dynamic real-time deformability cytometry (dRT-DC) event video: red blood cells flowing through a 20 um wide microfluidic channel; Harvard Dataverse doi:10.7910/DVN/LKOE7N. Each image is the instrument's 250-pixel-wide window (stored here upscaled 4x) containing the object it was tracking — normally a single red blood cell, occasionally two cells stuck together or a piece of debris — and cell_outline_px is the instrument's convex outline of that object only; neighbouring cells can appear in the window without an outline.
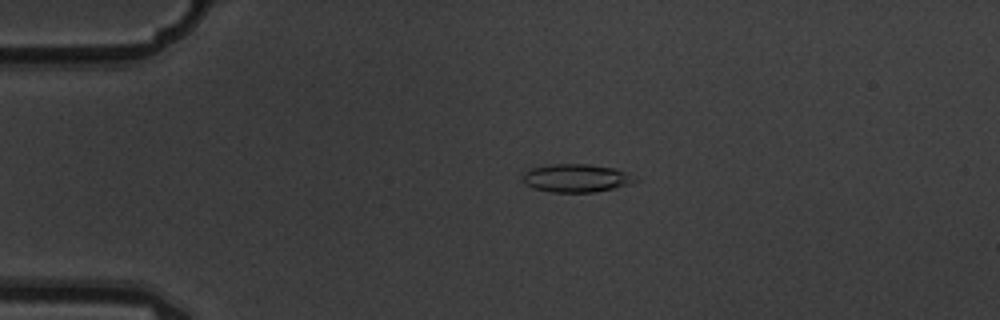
{"species": "common noctule bat (a hibernating species)", "species_latin": "Nyctalus noctula", "temperature_condition": "warm", "stored_images_in_passage": 5, "camera_frame_rate_fps": 3000, "um_per_image_px": 0.085, "animal": {"sex": "male", "body_mass_g": 19.5, "forearm_length_mm": 54.6}, "frame": {"image": 1, "passage_image": 4, "time_ms": 1.0, "image_size_px": [1000, 320], "cell_outline_px": [[640, 180], [616, 188], [592, 192], [552, 192], [532, 188], [524, 184], [520, 180], [524, 172], [532, 168], [552, 164], [588, 164], [616, 168], [628, 172]], "centroid_in_image_um": [48.97, 15.14], "position_along_channel_um": 36.0, "area_um2": 18.67}}